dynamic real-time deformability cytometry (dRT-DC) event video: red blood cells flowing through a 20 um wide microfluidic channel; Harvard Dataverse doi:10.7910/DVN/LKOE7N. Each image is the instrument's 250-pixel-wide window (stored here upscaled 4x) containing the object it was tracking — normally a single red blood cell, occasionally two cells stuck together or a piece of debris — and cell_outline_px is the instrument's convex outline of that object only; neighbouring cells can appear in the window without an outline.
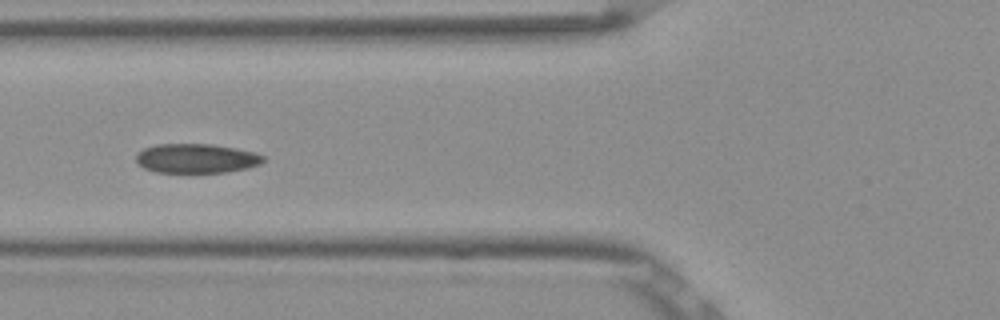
{"species": "Egyptian fruit bat (a non-hibernating species)", "species_latin": "Rousettus aegyptiacus", "temperature_condition": "room temperature", "stored_images_in_passage": 20, "camera_frame_rate_fps": 3000, "um_per_image_px": 0.085, "frame": {"image": 1, "passage_image": 6, "time_ms": 1.667, "image_size_px": [1000, 320], "cell_outline_px": [[264, 160], [260, 164], [248, 168], [224, 172], [156, 172], [144, 168], [136, 160], [136, 156], [144, 148], [156, 144], [212, 144], [252, 152], [264, 156]], "centroid_in_image_um": [16.68, 13.46], "position_along_channel_um": 109.1, "area_um2": 21.44}}
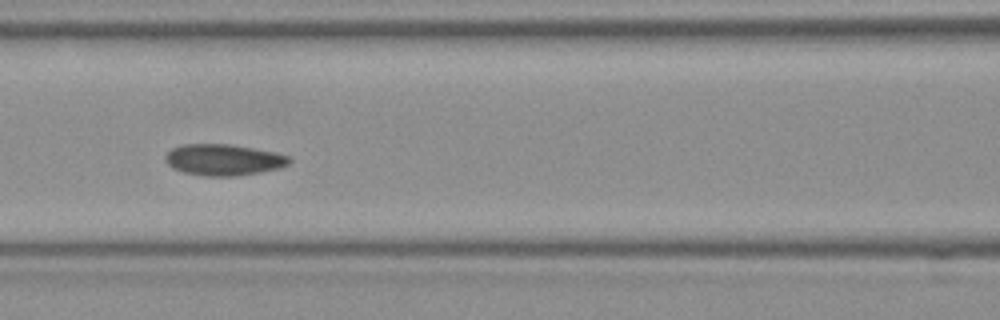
{"frame": {"image": 2, "passage_image": 9, "time_ms": 2.667, "image_size_px": [1000, 320], "cell_outline_px": [[292, 160], [288, 164], [280, 168], [260, 172], [236, 176], [204, 176], [184, 172], [172, 168], [164, 160], [164, 156], [172, 148], [180, 144], [232, 144], [276, 152], [288, 156]], "centroid_in_image_um": [18.99, 13.57], "position_along_channel_um": 147.6, "area_um2": 22.77}}